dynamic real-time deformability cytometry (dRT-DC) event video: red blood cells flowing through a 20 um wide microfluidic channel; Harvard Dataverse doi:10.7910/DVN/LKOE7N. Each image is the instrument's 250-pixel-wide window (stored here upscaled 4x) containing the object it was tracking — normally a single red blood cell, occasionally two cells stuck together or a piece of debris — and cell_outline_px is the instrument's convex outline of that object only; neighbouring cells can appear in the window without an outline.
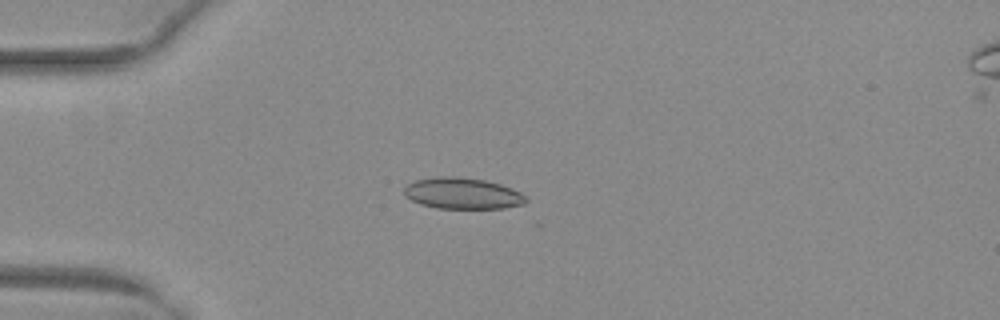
{"species": "common noctule bat (a hibernating species)", "species_latin": "Nyctalus noctula", "temperature_condition": "warm", "stored_images_in_passage": 52, "camera_frame_rate_fps": 3000, "um_per_image_px": 0.085, "animal": {"sex": "female", "body_mass_g": 29.2, "forearm_length_mm": 56.3}, "frame": {"image": 1, "passage_image": 15, "time_ms": 4.667, "image_size_px": [1000, 320], "cell_outline_px": [[528, 200], [524, 204], [504, 208], [436, 208], [420, 204], [404, 196], [404, 188], [408, 184], [416, 180], [440, 176], [456, 176], [484, 180], [500, 184], [512, 188], [528, 196]], "centroid_in_image_um": [39.33, 16.44], "position_along_channel_um": 45.7, "area_um2": 22.25}}
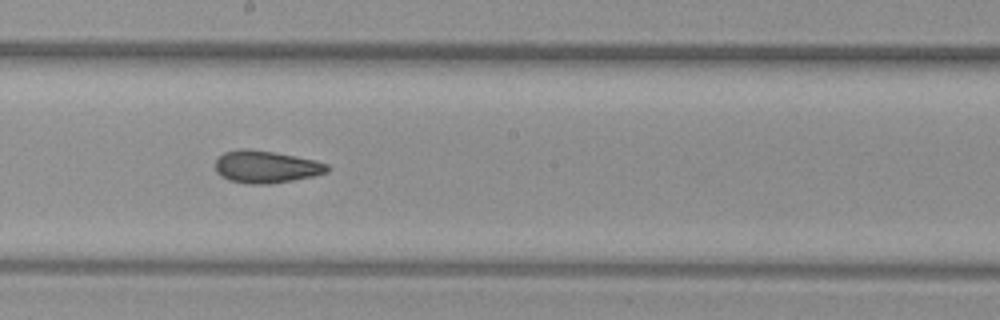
{"frame": {"image": 2, "passage_image": 30, "time_ms": 9.667, "image_size_px": [1000, 320], "cell_outline_px": [[332, 168], [328, 172], [312, 176], [292, 180], [268, 184], [248, 184], [228, 180], [220, 176], [216, 172], [216, 160], [224, 152], [240, 148], [248, 148], [296, 156], [316, 160], [328, 164]], "centroid_in_image_um": [22.62, 14.18], "position_along_channel_um": 225.6, "area_um2": 21.21}}
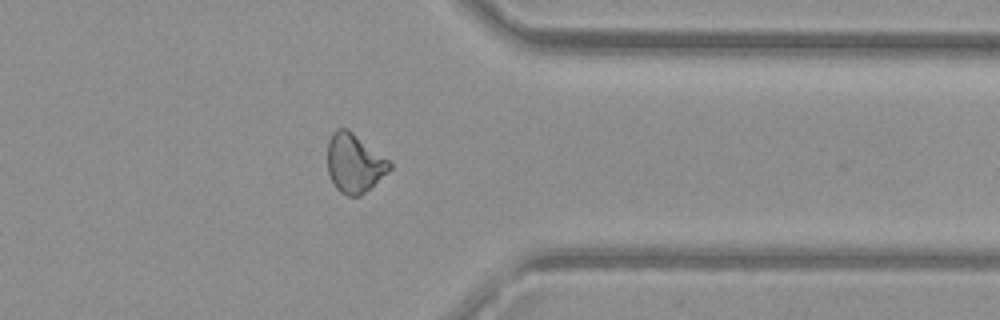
{"frame": {"image": 3, "passage_image": 42, "time_ms": 13.667, "image_size_px": [1000, 320], "cell_outline_px": [[392, 168], [388, 172], [360, 196], [348, 196], [340, 192], [336, 188], [328, 172], [328, 140], [332, 132], [336, 128], [348, 128], [392, 160]], "centroid_in_image_um": [30.15, 13.83], "position_along_channel_um": 381.3, "area_um2": 21.68}, "authors_computed_cell_mechanics": {"area_um2": 21.6461, "velocity_mm_per_s": 4.0653, "shape_relaxation_time_tau1_ms": null, "shape_relaxation_time_tau2_ms": 2.1435, "deformation_change_tau1": null, "deformation_change_tau2": 0.0925}}